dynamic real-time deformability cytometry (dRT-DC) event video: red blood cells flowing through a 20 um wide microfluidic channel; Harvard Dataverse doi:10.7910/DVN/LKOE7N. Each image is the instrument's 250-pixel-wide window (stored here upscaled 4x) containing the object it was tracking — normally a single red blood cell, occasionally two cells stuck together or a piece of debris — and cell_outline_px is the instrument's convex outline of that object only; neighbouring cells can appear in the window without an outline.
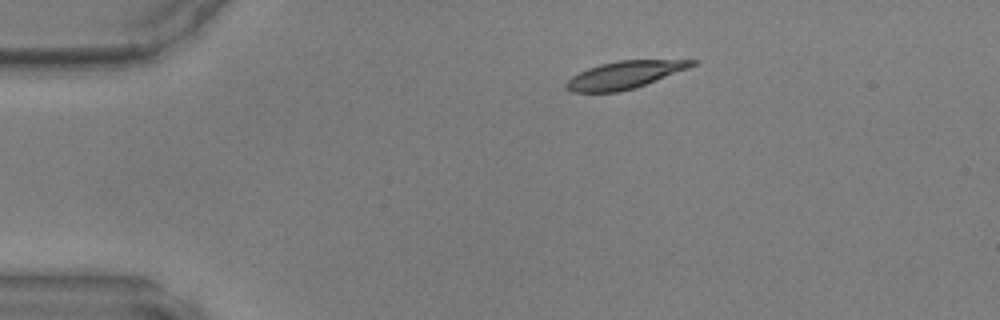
{"species": "common noctule bat (a hibernating species)", "species_latin": "Nyctalus noctula", "temperature_condition": "warm", "stored_images_in_passage": 40, "camera_frame_rate_fps": 3000, "um_per_image_px": 0.085, "animal": {"sex": "male", "body_mass_g": 17.9, "forearm_length_mm": 54.2}, "frame": {"image": 1, "passage_image": 1, "time_ms": 0.0, "image_size_px": [1000, 320], "cell_outline_px": [[700, 60], [696, 64], [688, 68], [636, 88], [620, 92], [568, 92], [564, 88], [564, 84], [572, 76], [588, 68], [600, 64], [620, 60]], "centroid_in_image_um": [53.05, 6.38], "position_along_channel_um": 31.9, "area_um2": 20.17}}
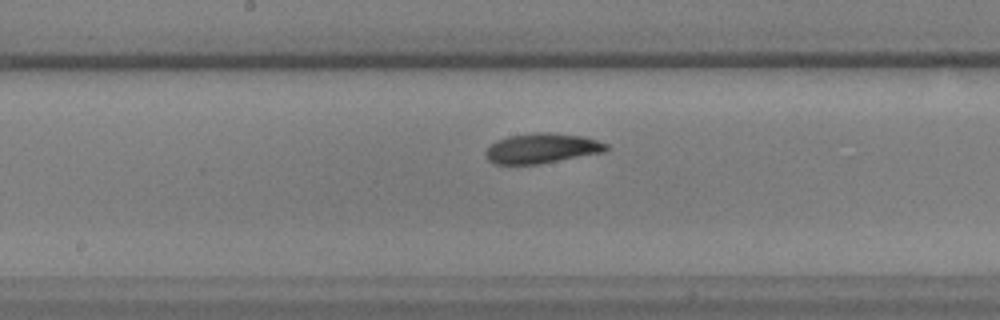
{"frame": {"image": 2, "passage_image": 17, "time_ms": 5.333, "image_size_px": [1000, 320], "cell_outline_px": [[608, 148], [604, 152], [540, 164], [496, 164], [488, 160], [484, 156], [484, 152], [496, 140], [508, 136], [536, 132], [548, 132], [584, 136], [608, 144]], "centroid_in_image_um": [46.04, 12.6], "position_along_channel_um": 202.2, "area_um2": 21.15}}
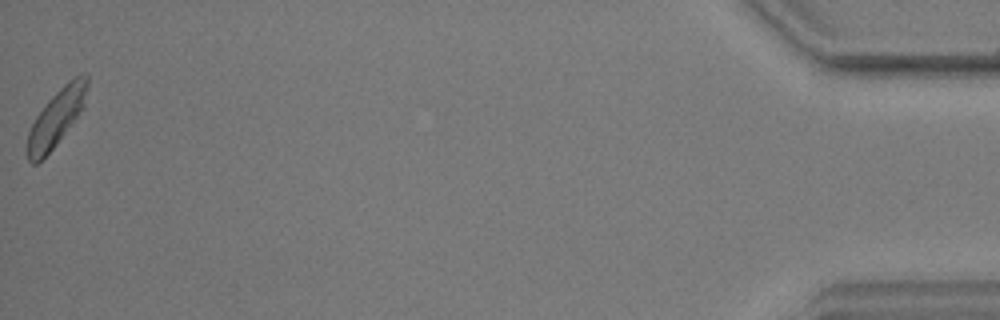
{"frame": {"image": 3, "passage_image": 40, "time_ms": 13.0, "image_size_px": [1000, 320], "cell_outline_px": [[88, 84], [84, 108], [56, 144], [36, 164], [32, 164], [28, 160], [24, 148], [28, 132], [36, 116], [48, 100], [68, 80], [80, 72], [88, 72]], "centroid_in_image_um": [4.79, 9.98], "position_along_channel_um": 430.4, "area_um2": 20.06}}